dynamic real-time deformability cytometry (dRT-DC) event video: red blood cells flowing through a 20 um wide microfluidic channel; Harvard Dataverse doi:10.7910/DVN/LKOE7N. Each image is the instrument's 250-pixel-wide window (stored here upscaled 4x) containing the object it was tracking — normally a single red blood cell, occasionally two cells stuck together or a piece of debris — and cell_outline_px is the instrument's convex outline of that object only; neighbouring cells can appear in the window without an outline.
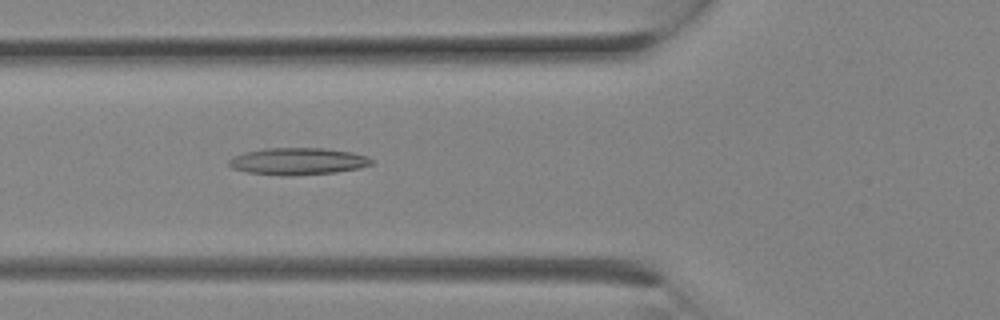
{"species": "Egyptian fruit bat (a non-hibernating species)", "species_latin": "Rousettus aegyptiacus", "temperature_condition": "room temperature", "stored_images_in_passage": 8, "camera_frame_rate_fps": 3000, "um_per_image_px": 0.085, "animal": {"sex": "female"}, "frame": {"image": 1, "passage_image": 5, "time_ms": 1.333, "image_size_px": [1000, 320], "cell_outline_px": [[372, 164], [360, 168], [336, 172], [292, 176], [284, 176], [248, 172], [232, 168], [228, 164], [228, 160], [232, 156], [244, 152], [264, 148], [324, 148], [352, 152], [368, 156], [372, 160]], "centroid_in_image_um": [25.31, 13.71], "position_along_channel_um": 100.5, "area_um2": 22.6}}
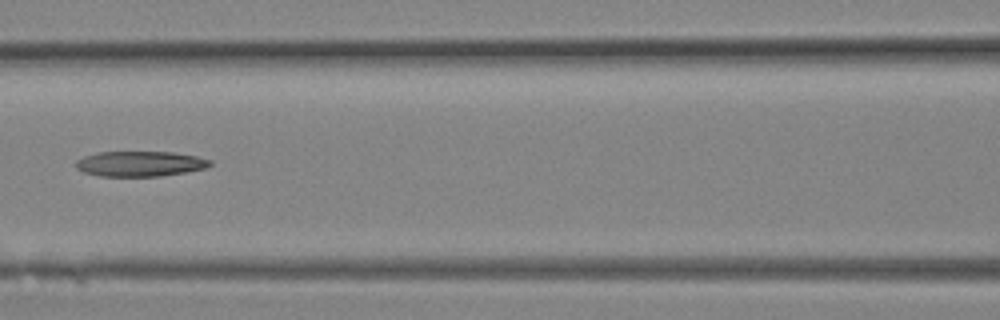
{"frame": {"image": 2, "passage_image": 7, "time_ms": 2.0, "image_size_px": [1000, 320], "cell_outline_px": [[212, 164], [208, 168], [160, 176], [100, 176], [84, 172], [76, 168], [76, 160], [84, 156], [96, 152], [172, 152], [196, 156], [212, 160]], "centroid_in_image_um": [11.91, 13.92], "position_along_channel_um": 154.7, "area_um2": 19.77}}